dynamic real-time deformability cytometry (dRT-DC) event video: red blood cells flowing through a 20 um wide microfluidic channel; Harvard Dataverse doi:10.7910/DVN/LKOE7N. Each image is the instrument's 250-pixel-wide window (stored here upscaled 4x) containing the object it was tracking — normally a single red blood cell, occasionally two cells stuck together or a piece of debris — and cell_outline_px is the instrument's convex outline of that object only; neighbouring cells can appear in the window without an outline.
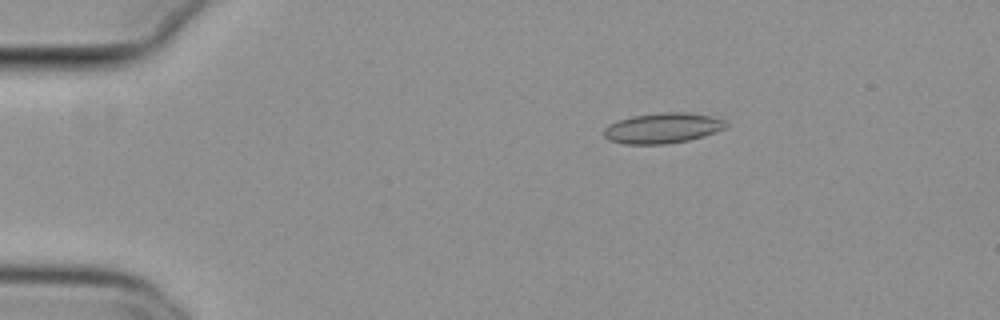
{"species": "common noctule bat (a hibernating species)", "species_latin": "Nyctalus noctula", "temperature_condition": "cold", "stored_images_in_passage": 48, "camera_frame_rate_fps": 3000, "um_per_image_px": 0.085, "animal": {"sex": "female", "body_mass_g": 29.2, "forearm_length_mm": 56.3}, "frame": {"image": 1, "passage_image": 4, "time_ms": 1.0, "image_size_px": [1000, 320], "cell_outline_px": [[728, 124], [724, 128], [704, 136], [688, 140], [664, 144], [624, 144], [608, 140], [604, 136], [604, 128], [608, 124], [632, 116], [664, 112], [688, 112], [712, 116], [724, 120]], "centroid_in_image_um": [56.31, 10.89], "position_along_channel_um": 28.7, "area_um2": 21.56}}
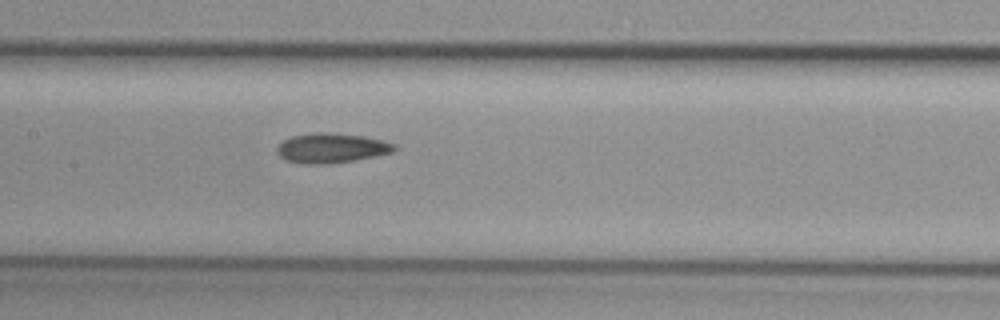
{"frame": {"image": 2, "passage_image": 21, "time_ms": 6.667, "image_size_px": [1000, 320], "cell_outline_px": [[396, 148], [392, 152], [356, 160], [328, 164], [304, 164], [284, 160], [276, 152], [276, 148], [284, 140], [292, 136], [312, 132], [324, 132], [364, 136], [396, 144]], "centroid_in_image_um": [28.13, 12.59], "position_along_channel_um": 179.3, "area_um2": 20.35}}
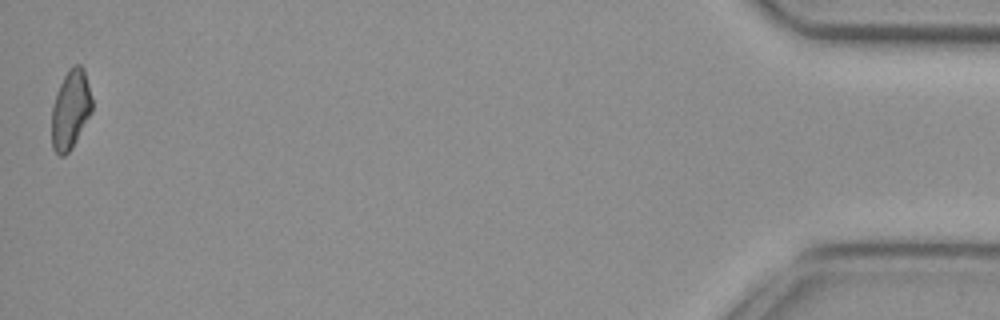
{"frame": {"image": 3, "passage_image": 48, "time_ms": 15.667, "image_size_px": [1000, 320], "cell_outline_px": [[92, 112], [72, 148], [64, 156], [60, 156], [52, 148], [52, 108], [56, 92], [68, 68], [76, 64], [80, 64], [84, 68], [92, 100]], "centroid_in_image_um": [6.0, 9.3], "position_along_channel_um": 429.2, "area_um2": 18.61}, "authors_computed_cell_mechanics": {"area_um2": 19.652, "velocity_mm_per_s": 3.8269, "shape_relaxation_time_tau1_ms": null, "shape_relaxation_time_tau2_ms": 5.2913, "deformation_change_tau1": null, "deformation_change_tau2": 0.1329}}